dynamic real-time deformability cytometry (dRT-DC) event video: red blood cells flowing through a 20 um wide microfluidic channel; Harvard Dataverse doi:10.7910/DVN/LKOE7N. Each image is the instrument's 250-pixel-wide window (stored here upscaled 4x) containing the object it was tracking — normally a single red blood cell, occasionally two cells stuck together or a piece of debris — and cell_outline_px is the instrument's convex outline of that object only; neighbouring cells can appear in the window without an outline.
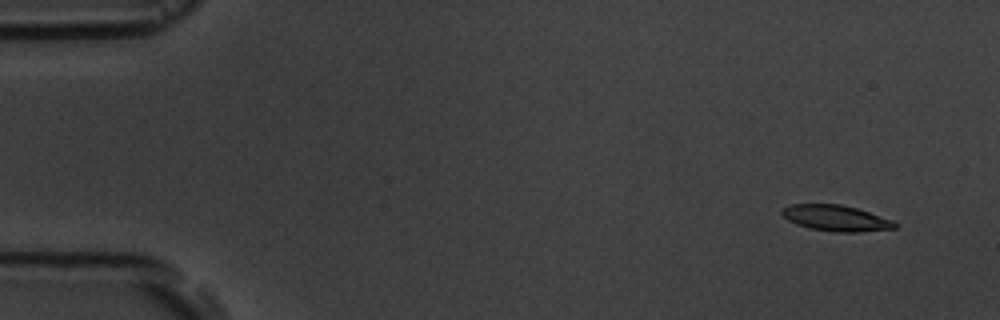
{"species": "common noctule bat (a hibernating species)", "species_latin": "Nyctalus noctula", "temperature_condition": "room temperature", "stored_images_in_passage": 16, "camera_frame_rate_fps": 3000, "um_per_image_px": 0.085, "animal": {"sex": "male", "body_mass_g": 19.5, "forearm_length_mm": 54.6}, "frame": {"image": 1, "passage_image": 1, "time_ms": 0.0, "image_size_px": [1000, 320], "cell_outline_px": [[896, 228], [860, 232], [832, 232], [808, 228], [796, 224], [788, 220], [780, 212], [784, 208], [792, 204], [840, 204], [856, 208], [892, 220], [896, 224]], "centroid_in_image_um": [71.03, 18.55], "position_along_channel_um": 14.0, "area_um2": 16.94}}
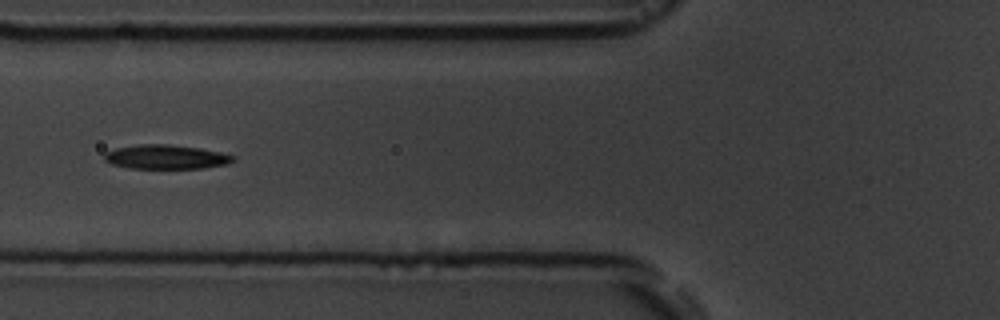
{"frame": {"image": 2, "passage_image": 6, "time_ms": 6.0, "image_size_px": [1000, 320], "cell_outline_px": [[236, 160], [228, 164], [204, 168], [128, 168], [112, 164], [104, 160], [104, 152], [116, 148], [140, 144], [168, 144], [200, 148], [220, 152], [236, 156]], "centroid_in_image_um": [14.12, 13.34], "position_along_channel_um": 111.7, "area_um2": 18.26}}
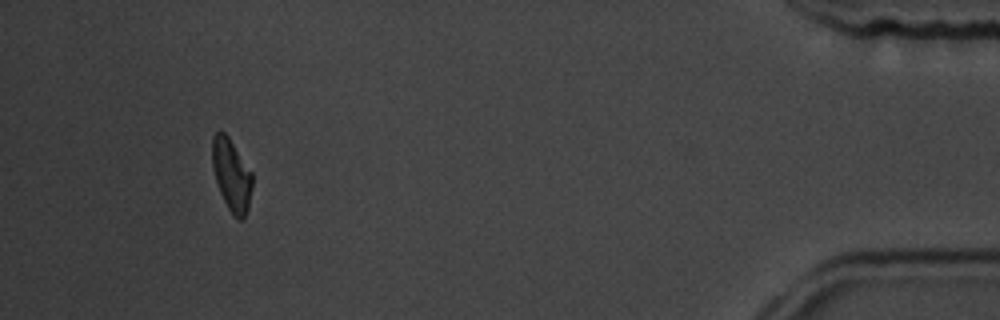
{"frame": {"image": 3, "passage_image": 15, "time_ms": 16.333, "image_size_px": [1000, 320], "cell_outline_px": [[252, 188], [248, 208], [244, 220], [236, 220], [232, 216], [220, 192], [212, 168], [212, 136], [216, 132], [224, 132], [228, 136], [252, 172]], "centroid_in_image_um": [19.68, 14.91], "position_along_channel_um": 415.5, "area_um2": 16.94}, "authors_computed_cell_mechanics": {"area_um2": 17.8891, "velocity_mm_per_s": 3.5924, "shape_relaxation_time_tau1_ms": 5.1395, "shape_relaxation_time_tau2_ms": 5.7983, "deformation_change_tau1": 0.157, "deformation_change_tau2": 0.1135}}